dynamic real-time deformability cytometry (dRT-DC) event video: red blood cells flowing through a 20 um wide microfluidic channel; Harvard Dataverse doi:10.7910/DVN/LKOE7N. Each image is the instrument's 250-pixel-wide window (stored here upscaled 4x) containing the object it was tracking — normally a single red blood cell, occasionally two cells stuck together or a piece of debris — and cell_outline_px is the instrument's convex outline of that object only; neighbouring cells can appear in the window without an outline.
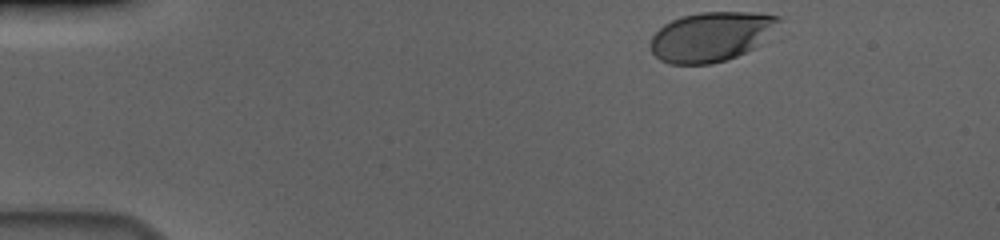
{"species": "human", "species_latin": "Homo sapiens", "temperature_condition": "cold", "stored_images_in_passage": 40, "camera_frame_rate_fps": 3000, "um_per_image_px": 0.085, "donor": {"sex": "male"}, "frame": {"image": 1, "passage_image": 1, "time_ms": 0.0, "image_size_px": [1000, 240], "cell_outline_px": [[780, 20], [764, 40], [756, 48], [736, 56], [712, 64], [668, 64], [660, 60], [652, 52], [648, 44], [652, 36], [664, 24], [672, 20], [684, 16], [700, 12], [752, 12], [780, 16]], "centroid_in_image_um": [60.41, 3.12], "position_along_channel_um": 24.6, "area_um2": 36.93}}
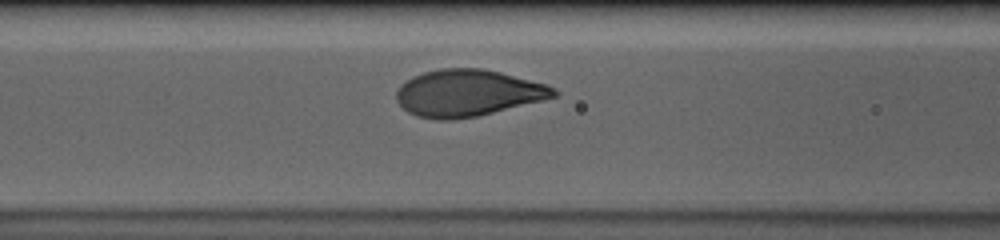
{"frame": {"image": 2, "passage_image": 17, "time_ms": 5.333, "image_size_px": [1000, 240], "cell_outline_px": [[556, 96], [476, 116], [452, 120], [440, 120], [416, 116], [408, 112], [396, 100], [396, 92], [400, 84], [412, 76], [424, 72], [440, 68], [484, 68], [500, 72], [544, 84], [556, 88]], "centroid_in_image_um": [39.68, 7.9], "position_along_channel_um": 126.9, "area_um2": 42.43}}
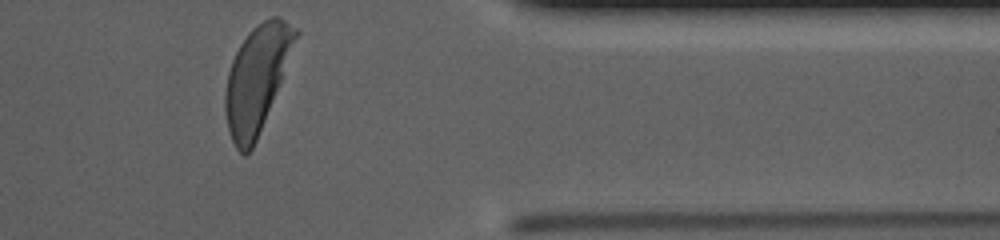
{"frame": {"image": 3, "passage_image": 40, "time_ms": 13.0, "image_size_px": [1000, 240], "cell_outline_px": [[300, 32], [256, 140], [252, 148], [244, 156], [236, 148], [232, 140], [228, 128], [224, 112], [224, 92], [228, 72], [232, 60], [240, 44], [248, 32], [252, 28], [264, 20], [272, 16], [280, 16], [296, 28]], "centroid_in_image_um": [21.8, 6.67], "position_along_channel_um": 389.6, "area_um2": 42.77}, "authors_computed_cell_mechanics": {"area_um2": 42.2518, "velocity_mm_per_s": 3.6281, "shape_relaxation_time_tau1_ms": 3.2678, "shape_relaxation_time_tau2_ms": null, "deformation_change_tau1": 0.1853, "deformation_change_tau2": null}}